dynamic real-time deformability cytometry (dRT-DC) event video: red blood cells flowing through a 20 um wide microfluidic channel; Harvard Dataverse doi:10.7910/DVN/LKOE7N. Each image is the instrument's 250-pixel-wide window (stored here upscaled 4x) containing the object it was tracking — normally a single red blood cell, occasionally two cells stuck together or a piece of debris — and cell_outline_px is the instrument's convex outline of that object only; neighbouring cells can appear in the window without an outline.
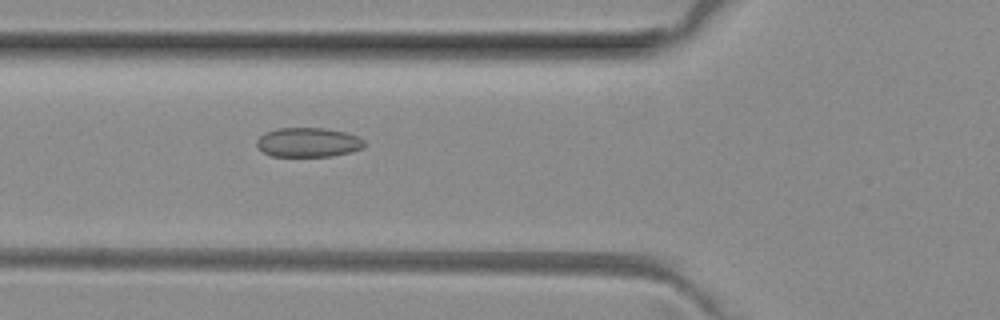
{"species": "common noctule bat (a hibernating species)", "species_latin": "Nyctalus noctula", "temperature_condition": "room temperature", "stored_images_in_passage": 27, "camera_frame_rate_fps": 3000, "um_per_image_px": 0.085, "animal": {"sex": "female", "body_mass_g": 29.2, "forearm_length_mm": 56.3}, "frame": {"image": 1, "passage_image": 11, "time_ms": 3.333, "image_size_px": [1000, 320], "cell_outline_px": [[364, 148], [332, 156], [272, 156], [264, 152], [256, 144], [256, 140], [264, 132], [276, 128], [324, 128], [344, 132], [356, 136], [364, 140]], "centroid_in_image_um": [26.17, 12.09], "position_along_channel_um": 99.6, "area_um2": 18.32}}
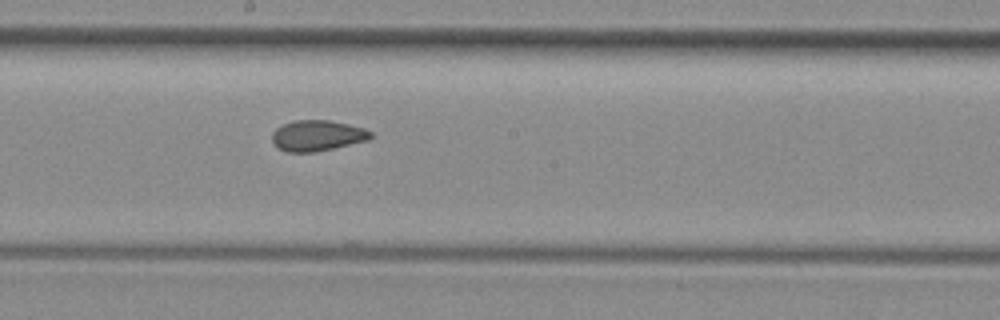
{"frame": {"image": 2, "passage_image": 20, "time_ms": 6.333, "image_size_px": [1000, 320], "cell_outline_px": [[372, 136], [368, 140], [316, 152], [288, 152], [276, 148], [272, 140], [272, 132], [276, 128], [284, 124], [296, 120], [328, 120], [348, 124], [364, 128], [372, 132]], "centroid_in_image_um": [26.95, 11.53], "position_along_channel_um": 221.3, "area_um2": 17.69}}
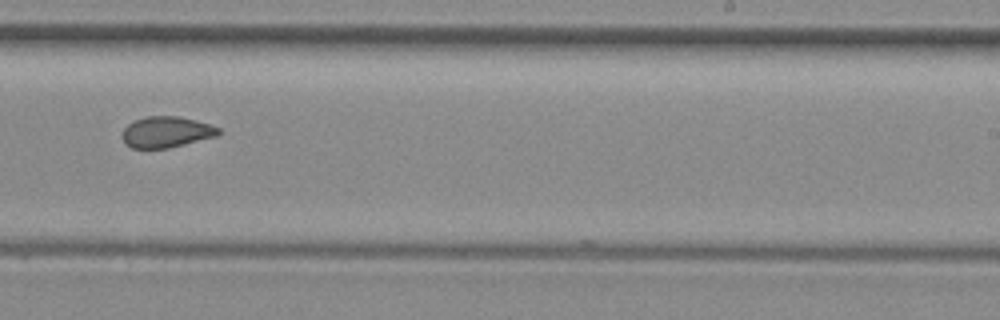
{"frame": {"image": 3, "passage_image": 24, "time_ms": 7.667, "image_size_px": [1000, 320], "cell_outline_px": [[220, 132], [216, 136], [168, 148], [132, 148], [124, 144], [120, 136], [124, 128], [128, 124], [144, 116], [180, 116], [212, 124], [220, 128]], "centroid_in_image_um": [14.11, 11.21], "position_along_channel_um": 274.9, "area_um2": 17.57}}